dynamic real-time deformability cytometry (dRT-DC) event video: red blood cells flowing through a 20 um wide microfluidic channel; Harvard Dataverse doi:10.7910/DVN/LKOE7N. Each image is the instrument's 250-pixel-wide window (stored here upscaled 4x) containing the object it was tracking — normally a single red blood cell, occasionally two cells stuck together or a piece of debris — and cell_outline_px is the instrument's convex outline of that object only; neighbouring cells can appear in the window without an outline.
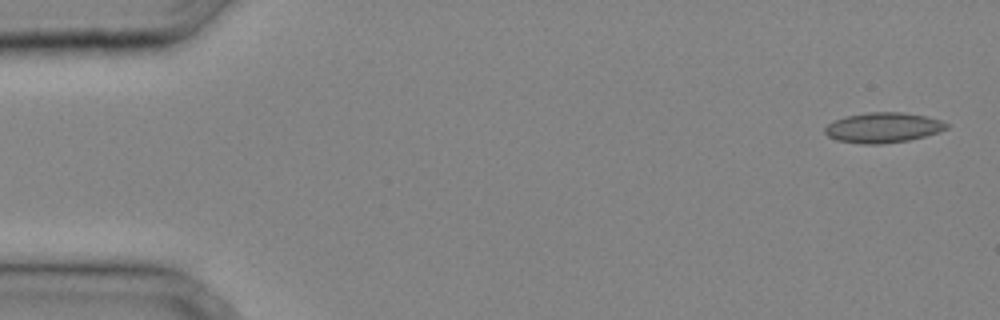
{"species": "common noctule bat (a hibernating species)", "species_latin": "Nyctalus noctula", "temperature_condition": "cold", "stored_images_in_passage": 32, "camera_frame_rate_fps": 3000, "um_per_image_px": 0.085, "animal": {"sex": "male", "body_mass_g": 20.4}, "frame": {"image": 1, "passage_image": 1, "time_ms": 0.0, "image_size_px": [1000, 320], "cell_outline_px": [[948, 128], [940, 132], [908, 140], [884, 144], [864, 144], [836, 140], [828, 136], [824, 132], [824, 128], [828, 124], [844, 116], [868, 112], [900, 112], [928, 116], [940, 120], [948, 124]], "centroid_in_image_um": [75.06, 10.84], "position_along_channel_um": 9.9, "area_um2": 21.44}}
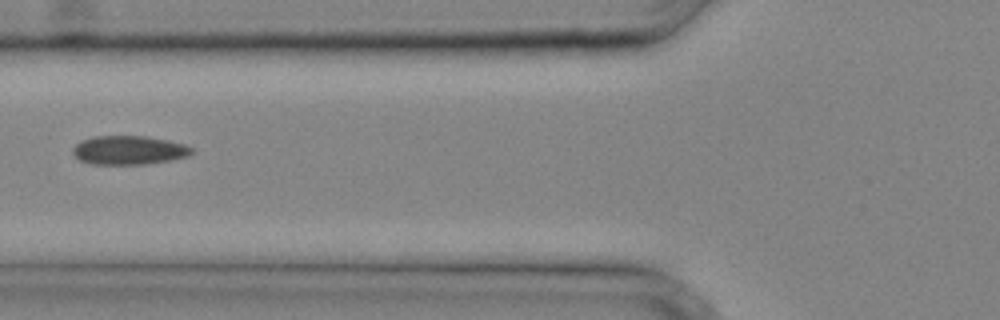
{"frame": {"image": 2, "passage_image": 13, "time_ms": 4.0, "image_size_px": [1000, 320], "cell_outline_px": [[192, 152], [188, 156], [172, 160], [144, 164], [92, 164], [80, 160], [72, 152], [72, 148], [80, 140], [96, 136], [148, 136], [168, 140], [184, 144], [192, 148]], "centroid_in_image_um": [10.95, 12.76], "position_along_channel_um": 114.9, "area_um2": 20.0}}
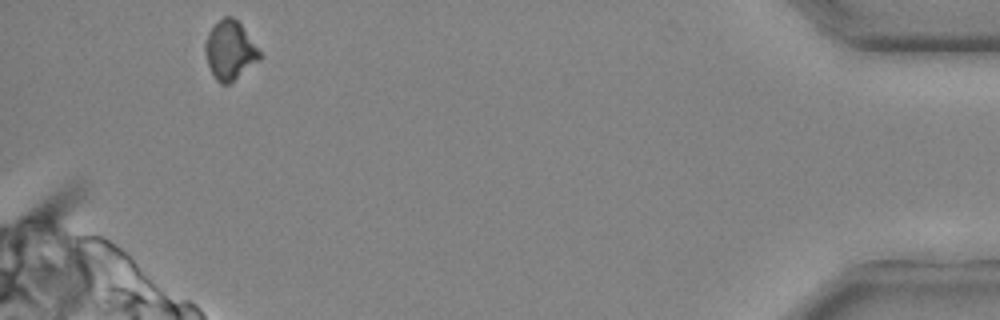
{"frame": {"image": 3, "passage_image": 32, "time_ms": 10.333, "image_size_px": [1000, 320], "cell_outline_px": [[260, 60], [228, 84], [220, 84], [216, 80], [208, 64], [204, 48], [204, 44], [208, 32], [224, 16], [232, 16], [240, 24], [260, 52]], "centroid_in_image_um": [19.52, 4.29], "position_along_channel_um": 415.7, "area_um2": 18.21}}